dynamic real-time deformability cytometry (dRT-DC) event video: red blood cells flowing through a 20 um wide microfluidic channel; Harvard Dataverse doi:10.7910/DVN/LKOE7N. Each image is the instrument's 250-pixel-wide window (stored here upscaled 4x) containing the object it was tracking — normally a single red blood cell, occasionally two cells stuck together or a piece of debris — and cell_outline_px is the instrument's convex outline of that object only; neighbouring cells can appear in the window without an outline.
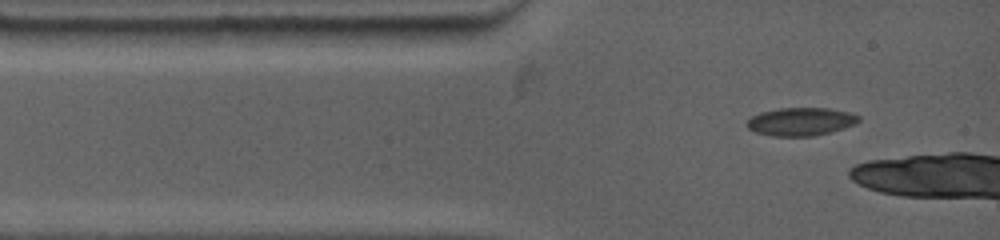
{"species": "common noctule bat (a hibernating species)", "species_latin": "Nyctalus noctula", "temperature_condition": "warm", "stored_images_in_passage": 6, "camera_frame_rate_fps": 4500, "um_per_image_px": 0.085, "animal": {"sex": "female", "body_mass_g": 19.0, "forearm_length_mm": 53.3}, "frame": {"image": 1, "passage_image": 1, "time_ms": 0.0, "image_size_px": [1000, 240], "cell_outline_px": [[860, 120], [844, 128], [812, 136], [772, 136], [756, 132], [748, 128], [744, 124], [752, 116], [760, 112], [780, 108], [828, 108], [848, 112], [860, 116]], "centroid_in_image_um": [68.02, 10.33], "position_along_channel_um": 17.0, "area_um2": 18.15}}